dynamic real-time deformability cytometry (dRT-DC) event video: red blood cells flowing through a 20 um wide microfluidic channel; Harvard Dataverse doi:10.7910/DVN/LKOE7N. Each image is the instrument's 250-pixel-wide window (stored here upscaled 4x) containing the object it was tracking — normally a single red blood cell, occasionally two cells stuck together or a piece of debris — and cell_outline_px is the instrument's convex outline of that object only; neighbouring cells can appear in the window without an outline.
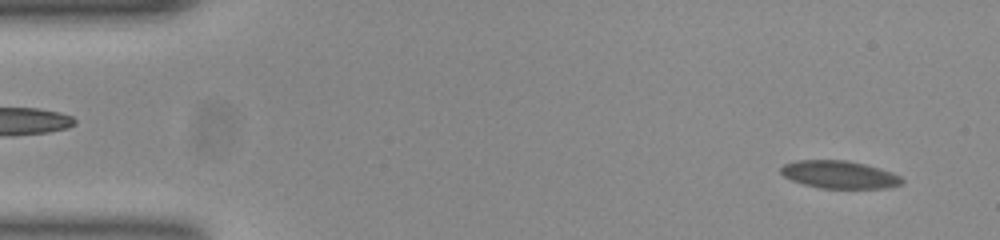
{"species": "common noctule bat (a hibernating species)", "species_latin": "Nyctalus noctula", "temperature_condition": "room temperature", "stored_images_in_passage": 53, "camera_frame_rate_fps": 3000, "um_per_image_px": 0.085, "animal": {"sex": "female", "body_mass_g": 23.0, "forearm_length_mm": 53.4}, "frame": {"image": 1, "passage_image": 2, "time_ms": 0.333, "image_size_px": [1000, 240], "cell_outline_px": [[904, 180], [900, 184], [884, 188], [820, 188], [804, 184], [792, 180], [784, 176], [780, 172], [780, 168], [784, 164], [796, 160], [844, 160], [864, 164], [880, 168], [892, 172], [900, 176]], "centroid_in_image_um": [71.33, 14.83], "position_along_channel_um": 13.7, "area_um2": 19.42}}
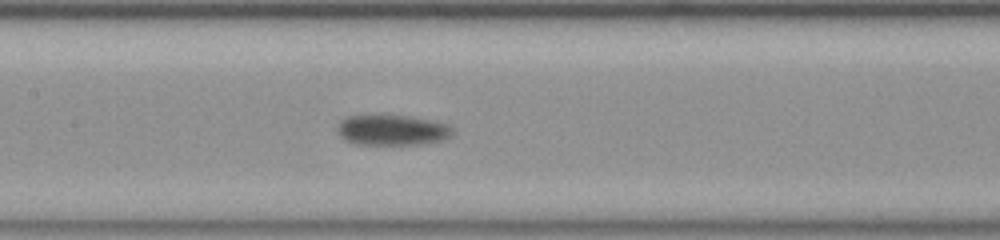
{"frame": {"image": 2, "passage_image": 24, "time_ms": 7.667, "image_size_px": [1000, 240], "cell_outline_px": [[452, 136], [440, 140], [416, 144], [356, 144], [344, 140], [340, 136], [336, 128], [340, 120], [348, 116], [408, 116], [432, 120], [448, 124], [452, 128]], "centroid_in_image_um": [33.3, 11.06], "position_along_channel_um": 174.1, "area_um2": 20.23}}
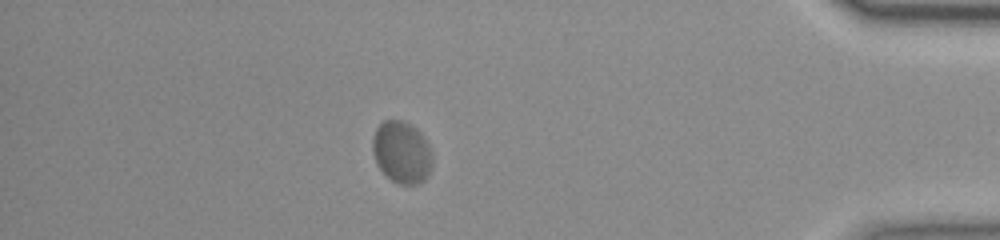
{"frame": {"image": 3, "passage_image": 46, "time_ms": 15.0, "image_size_px": [1000, 240], "cell_outline_px": [[432, 164], [428, 176], [424, 180], [416, 184], [396, 184], [380, 168], [376, 160], [372, 148], [372, 140], [376, 128], [384, 120], [404, 120], [416, 128], [424, 136], [432, 152]], "centroid_in_image_um": [34.17, 12.93], "position_along_channel_um": 401.0, "area_um2": 21.62}}